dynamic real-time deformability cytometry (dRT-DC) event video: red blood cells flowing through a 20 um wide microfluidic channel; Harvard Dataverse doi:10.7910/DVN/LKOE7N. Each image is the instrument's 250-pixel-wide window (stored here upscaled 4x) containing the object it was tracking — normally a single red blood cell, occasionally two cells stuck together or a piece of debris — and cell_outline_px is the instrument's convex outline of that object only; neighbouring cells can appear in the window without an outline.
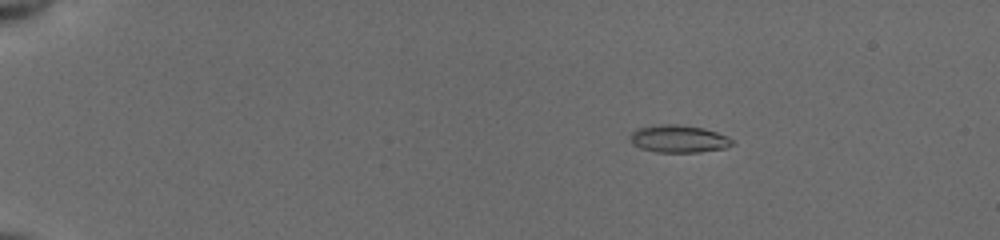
{"species": "common noctule bat (a hibernating species)", "species_latin": "Nyctalus noctula", "temperature_condition": "cold", "stored_images_in_passage": 53, "camera_frame_rate_fps": 3000, "um_per_image_px": 0.085, "animal": {"sex": "female", "body_mass_g": 19.5, "forearm_length_mm": 54.1}, "frame": {"image": 1, "passage_image": 9, "time_ms": 2.667, "image_size_px": [1000, 240], "cell_outline_px": [[736, 144], [724, 148], [700, 152], [656, 152], [640, 148], [632, 144], [632, 132], [636, 128], [660, 124], [680, 124], [704, 128], [716, 132], [732, 140]], "centroid_in_image_um": [57.68, 11.8], "position_along_channel_um": 27.3, "area_um2": 16.3}}
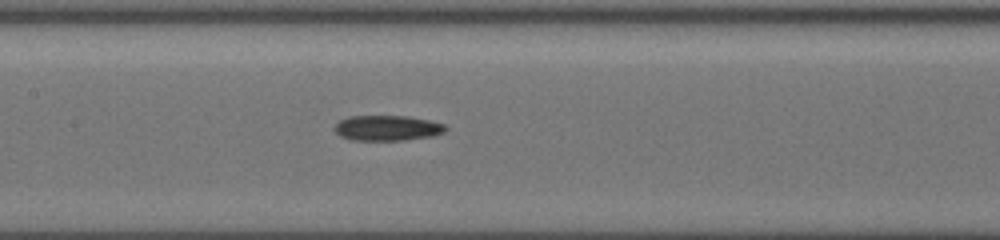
{"frame": {"image": 2, "passage_image": 28, "time_ms": 9.0, "image_size_px": [1000, 240], "cell_outline_px": [[448, 128], [444, 132], [432, 136], [404, 140], [352, 140], [340, 136], [332, 128], [340, 120], [348, 116], [408, 116], [432, 120], [444, 124]], "centroid_in_image_um": [32.92, 10.87], "position_along_channel_um": 174.5, "area_um2": 16.53}}
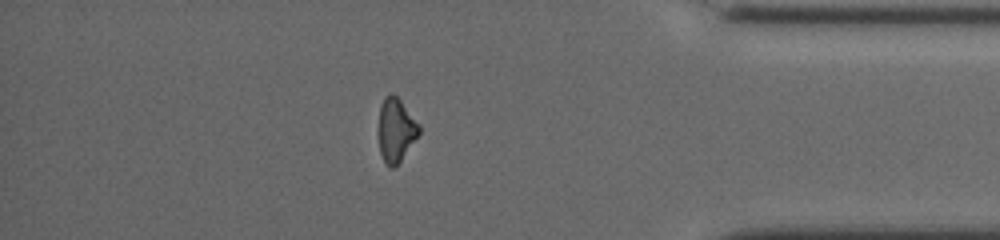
{"frame": {"image": 3, "passage_image": 47, "time_ms": 15.333, "image_size_px": [1000, 240], "cell_outline_px": [[420, 132], [400, 160], [392, 168], [388, 168], [380, 152], [380, 104], [384, 96], [388, 92], [392, 92], [400, 100], [420, 124]], "centroid_in_image_um": [33.66, 11.0], "position_along_channel_um": 401.5, "area_um2": 14.68}}